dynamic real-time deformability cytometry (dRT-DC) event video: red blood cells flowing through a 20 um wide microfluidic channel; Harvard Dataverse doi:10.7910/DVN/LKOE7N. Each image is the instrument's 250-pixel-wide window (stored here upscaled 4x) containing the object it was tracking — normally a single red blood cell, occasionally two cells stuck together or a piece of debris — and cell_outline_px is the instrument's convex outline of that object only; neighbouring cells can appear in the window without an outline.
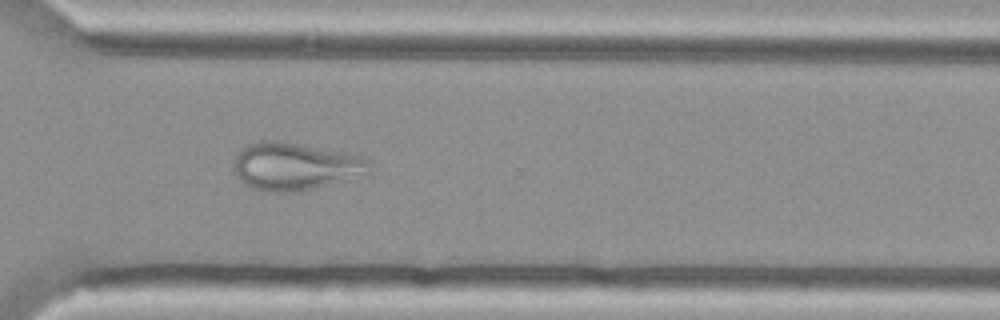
{"species": "Egyptian fruit bat (a non-hibernating species)", "species_latin": "Rousettus aegyptiacus", "temperature_condition": "cold", "stored_images_in_passage": 54, "camera_frame_rate_fps": 3000, "um_per_image_px": 0.085, "animal": {"sex": "female"}, "frame": {"image": 1, "passage_image": 40, "time_ms": 13.0, "image_size_px": [1000, 320], "cell_outline_px": [[368, 172], [312, 188], [292, 192], [272, 192], [248, 188], [236, 176], [236, 156], [248, 144], [260, 140], [284, 140], [344, 152], [368, 160]], "centroid_in_image_um": [24.99, 14.12], "position_along_channel_um": 345.6, "area_um2": 36.82}}
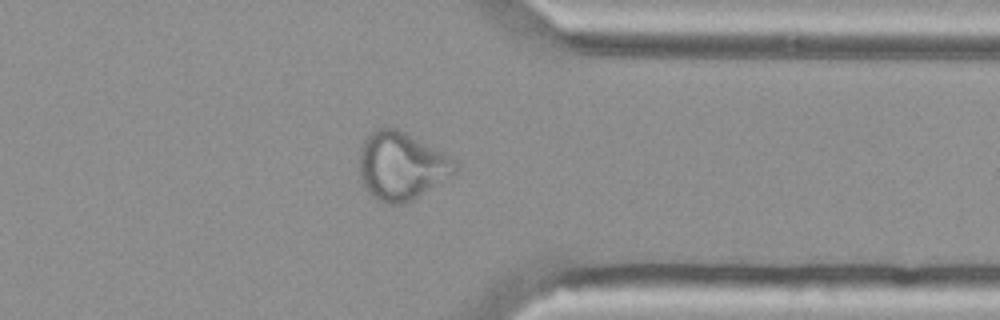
{"frame": {"image": 2, "passage_image": 43, "time_ms": 14.0, "image_size_px": [1000, 320], "cell_outline_px": [[460, 168], [456, 172], [412, 200], [404, 204], [388, 204], [376, 200], [364, 188], [360, 176], [360, 152], [364, 140], [376, 128], [400, 128], [456, 160], [460, 164]], "centroid_in_image_um": [34.13, 14.11], "position_along_channel_um": 377.3, "area_um2": 37.92}}
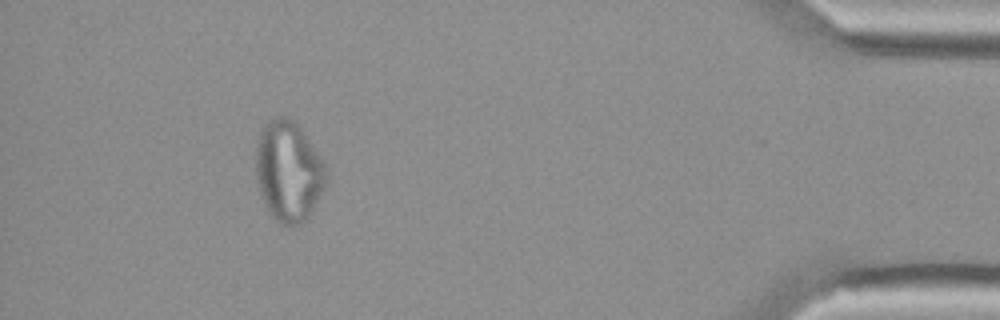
{"frame": {"image": 3, "passage_image": 50, "time_ms": 16.333, "image_size_px": [1000, 320], "cell_outline_px": [[328, 180], [324, 188], [308, 216], [296, 228], [288, 228], [280, 224], [268, 212], [260, 192], [256, 180], [256, 144], [260, 132], [272, 120], [280, 116], [284, 116], [292, 120], [300, 128], [324, 160], [328, 168]], "centroid_in_image_um": [24.54, 14.62], "position_along_channel_um": 410.7, "area_um2": 41.33}}